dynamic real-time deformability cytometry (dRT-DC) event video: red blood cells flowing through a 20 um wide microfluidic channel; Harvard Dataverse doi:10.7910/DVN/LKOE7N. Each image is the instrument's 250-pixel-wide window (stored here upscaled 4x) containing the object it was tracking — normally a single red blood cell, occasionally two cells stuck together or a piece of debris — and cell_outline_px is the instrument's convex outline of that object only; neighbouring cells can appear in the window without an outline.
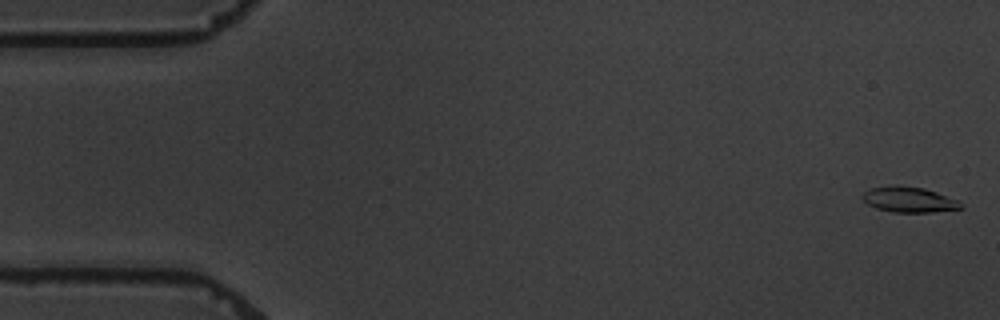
{"species": "common noctule bat (a hibernating species)", "species_latin": "Nyctalus noctula", "temperature_condition": "warm", "stored_images_in_passage": 4, "camera_frame_rate_fps": 3000, "um_per_image_px": 0.085, "animal": {"sex": "male", "body_mass_g": 19.5, "forearm_length_mm": 54.6}, "frame": {"image": 1, "passage_image": 1, "time_ms": 0.0, "image_size_px": [1000, 320], "cell_outline_px": [[964, 208], [932, 212], [892, 212], [876, 208], [868, 204], [860, 196], [864, 192], [872, 188], [896, 184], [924, 188], [960, 200], [964, 204]], "centroid_in_image_um": [77.3, 16.96], "position_along_channel_um": 7.7, "area_um2": 14.8}}
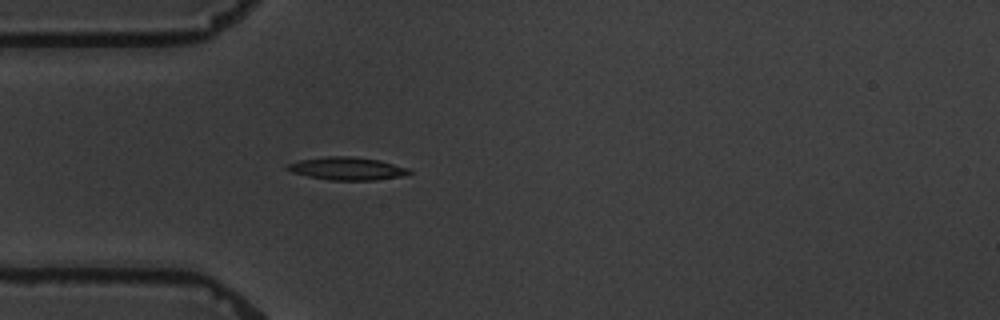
{"frame": {"image": 2, "passage_image": 4, "time_ms": 5.0, "image_size_px": [1000, 320], "cell_outline_px": [[412, 172], [404, 176], [376, 180], [328, 180], [308, 176], [292, 172], [284, 168], [288, 164], [300, 160], [324, 156], [352, 156], [380, 160], [408, 168]], "centroid_in_image_um": [29.51, 14.32], "position_along_channel_um": 55.5, "area_um2": 16.3}}